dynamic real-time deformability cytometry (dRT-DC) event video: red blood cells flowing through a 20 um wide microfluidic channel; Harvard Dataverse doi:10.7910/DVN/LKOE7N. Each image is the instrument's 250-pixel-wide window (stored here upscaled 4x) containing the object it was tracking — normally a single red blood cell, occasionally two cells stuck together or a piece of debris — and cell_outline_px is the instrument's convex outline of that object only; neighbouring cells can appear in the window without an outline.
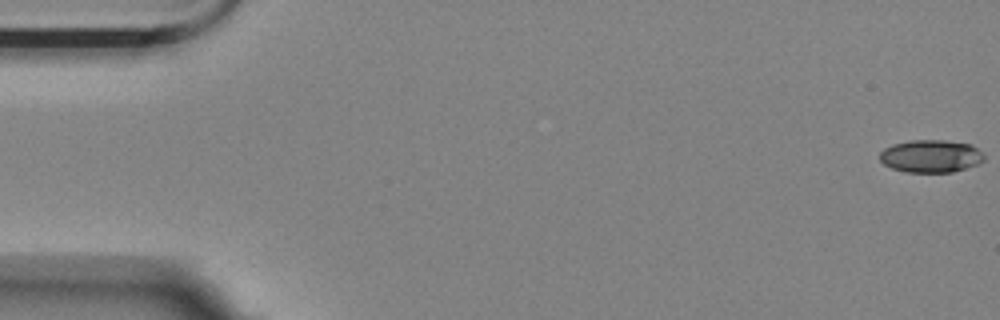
{"species": "Egyptian fruit bat (a non-hibernating species)", "species_latin": "Rousettus aegyptiacus", "temperature_condition": "room temperature", "stored_images_in_passage": 5, "camera_frame_rate_fps": 3000, "um_per_image_px": 0.085, "animal": {"sex": "female"}, "frame": {"image": 1, "passage_image": 1, "time_ms": 0.0, "image_size_px": [1000, 320], "cell_outline_px": [[984, 160], [976, 164], [952, 172], [904, 172], [892, 168], [884, 164], [880, 160], [880, 152], [884, 148], [892, 144], [908, 140], [944, 140], [972, 144], [984, 152]], "centroid_in_image_um": [79.12, 13.26], "position_along_channel_um": 5.9, "area_um2": 20.0}}
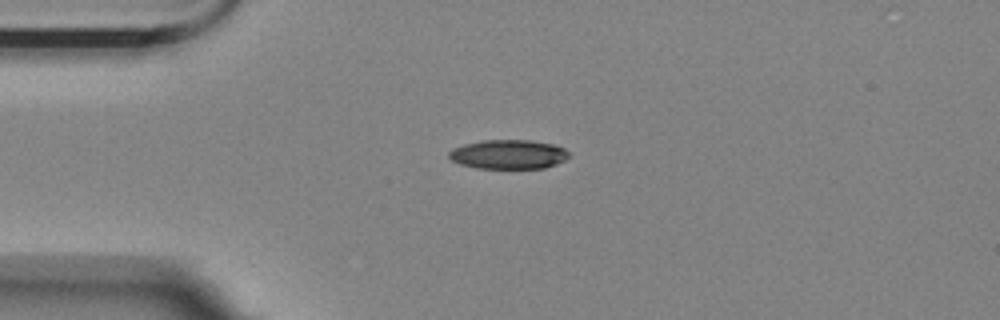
{"frame": {"image": 2, "passage_image": 4, "time_ms": 1.0, "image_size_px": [1000, 320], "cell_outline_px": [[572, 156], [556, 164], [544, 168], [476, 168], [460, 164], [452, 160], [448, 156], [448, 152], [452, 148], [464, 144], [484, 140], [532, 140], [556, 144], [564, 148]], "centroid_in_image_um": [43.24, 13.11], "position_along_channel_um": 41.8, "area_um2": 20.63}}